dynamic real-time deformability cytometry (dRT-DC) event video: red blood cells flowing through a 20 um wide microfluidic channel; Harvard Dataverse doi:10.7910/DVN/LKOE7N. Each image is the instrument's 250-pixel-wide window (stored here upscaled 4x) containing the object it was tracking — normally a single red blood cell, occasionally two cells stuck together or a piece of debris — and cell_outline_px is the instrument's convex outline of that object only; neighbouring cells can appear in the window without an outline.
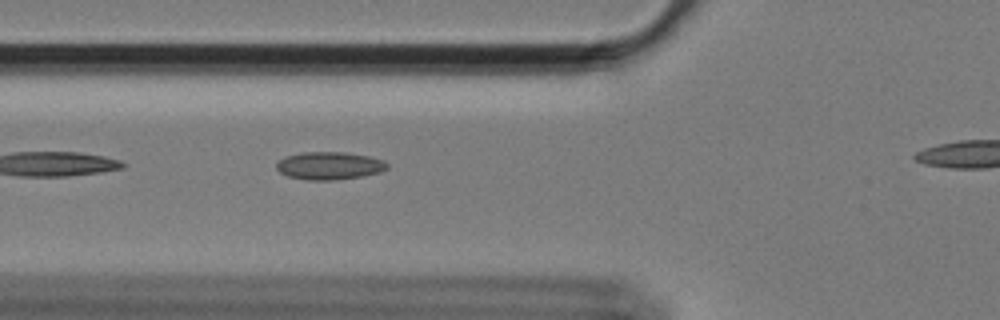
{"species": "Egyptian fruit bat (a non-hibernating species)", "species_latin": "Rousettus aegyptiacus", "temperature_condition": "cold", "stored_images_in_passage": 16, "camera_frame_rate_fps": 3000, "um_per_image_px": 0.085, "animal": {"sex": "female"}, "frame": {"image": 1, "passage_image": 3, "time_ms": 0.667, "image_size_px": [1000, 320], "cell_outline_px": [[388, 168], [380, 172], [364, 176], [336, 180], [308, 180], [288, 176], [280, 172], [276, 168], [276, 164], [280, 160], [288, 156], [300, 152], [344, 152], [368, 156], [384, 160], [388, 164]], "centroid_in_image_um": [28.02, 14.09], "position_along_channel_um": 97.8, "area_um2": 17.92}}
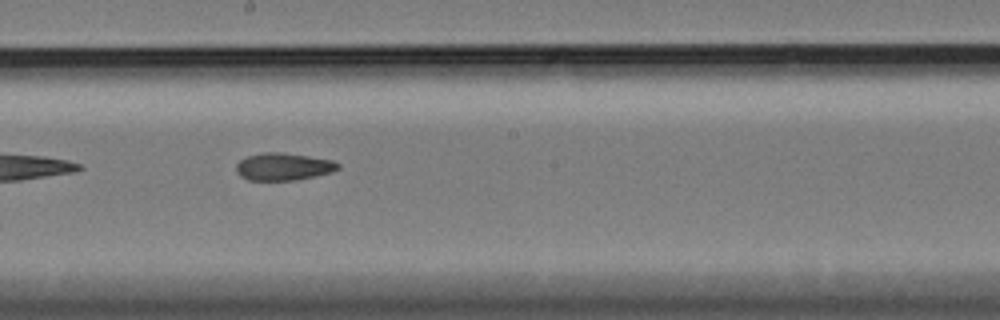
{"frame": {"image": 2, "passage_image": 14, "time_ms": 4.333, "image_size_px": [1000, 320], "cell_outline_px": [[340, 168], [332, 172], [296, 180], [248, 180], [240, 176], [236, 172], [236, 164], [240, 160], [248, 156], [264, 152], [280, 152], [308, 156], [332, 160], [340, 164]], "centroid_in_image_um": [24.08, 14.17], "position_along_channel_um": 224.1, "area_um2": 16.24}}